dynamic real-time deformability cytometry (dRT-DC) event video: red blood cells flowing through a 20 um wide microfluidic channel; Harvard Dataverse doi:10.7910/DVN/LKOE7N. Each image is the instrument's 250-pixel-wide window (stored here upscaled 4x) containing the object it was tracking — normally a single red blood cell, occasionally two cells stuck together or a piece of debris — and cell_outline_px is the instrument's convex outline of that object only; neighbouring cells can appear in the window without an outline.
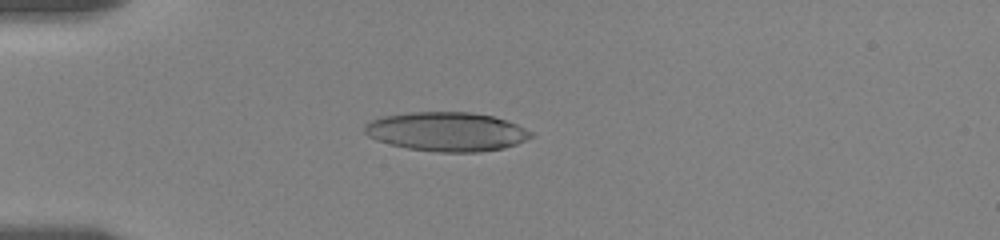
{"species": "human", "species_latin": "Homo sapiens", "temperature_condition": "room temperature", "stored_images_in_passage": 42, "camera_frame_rate_fps": 3000, "um_per_image_px": 0.085, "donor": {"sex": "female"}, "frame": {"image": 1, "passage_image": 1, "time_ms": 0.0, "image_size_px": [1000, 240], "cell_outline_px": [[536, 136], [516, 144], [504, 148], [480, 152], [440, 152], [408, 148], [376, 140], [368, 136], [364, 132], [364, 124], [380, 116], [412, 112], [472, 112], [492, 116], [508, 120], [532, 132]], "centroid_in_image_um": [37.98, 11.18], "position_along_channel_um": 47.0, "area_um2": 38.03}}
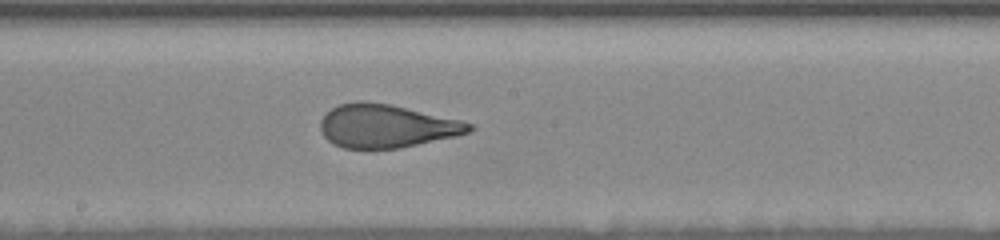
{"frame": {"image": 2, "passage_image": 17, "time_ms": 5.333, "image_size_px": [1000, 240], "cell_outline_px": [[476, 128], [472, 132], [456, 136], [400, 148], [344, 148], [332, 144], [320, 132], [320, 120], [324, 112], [340, 104], [360, 100], [388, 104], [460, 120], [476, 124]], "centroid_in_image_um": [32.84, 10.71], "position_along_channel_um": 215.4, "area_um2": 37.63}}
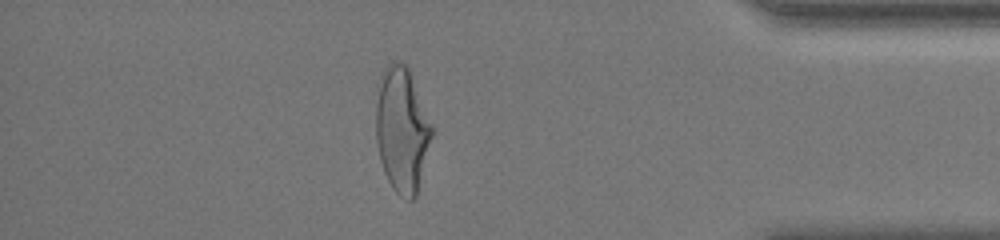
{"frame": {"image": 3, "passage_image": 35, "time_ms": 11.333, "image_size_px": [1000, 240], "cell_outline_px": [[432, 136], [416, 196], [412, 200], [408, 200], [400, 196], [392, 188], [384, 172], [380, 160], [376, 140], [376, 104], [380, 76], [384, 68], [392, 60], [396, 60], [408, 64], [432, 128]], "centroid_in_image_um": [34.14, 10.99], "position_along_channel_um": 401.1, "area_um2": 40.63}, "authors_computed_cell_mechanics": {"area_um2": 38.5237, "velocity_mm_per_s": 3.577, "shape_relaxation_time_tau1_ms": 5.6876, "shape_relaxation_time_tau2_ms": 0.9784, "deformation_change_tau1": 0.2273, "deformation_change_tau2": 0.0852}}